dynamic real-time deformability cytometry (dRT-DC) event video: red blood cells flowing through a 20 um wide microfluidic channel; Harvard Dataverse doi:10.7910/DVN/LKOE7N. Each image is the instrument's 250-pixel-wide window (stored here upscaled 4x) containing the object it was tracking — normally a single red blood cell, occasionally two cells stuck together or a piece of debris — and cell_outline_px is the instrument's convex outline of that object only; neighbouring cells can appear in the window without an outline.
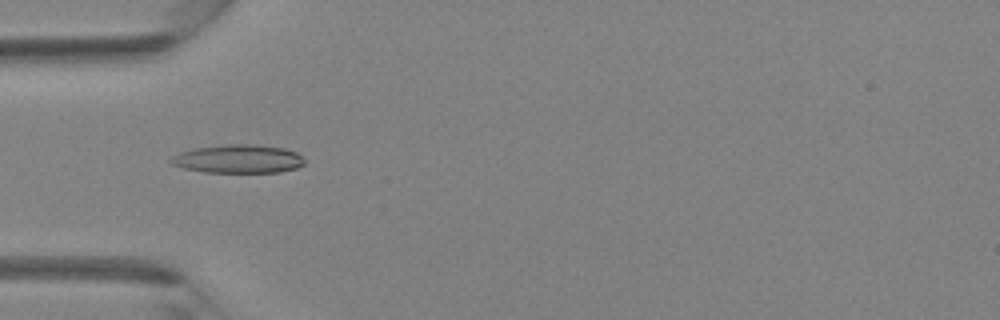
{"species": "Egyptian fruit bat (a non-hibernating species)", "species_latin": "Rousettus aegyptiacus", "temperature_condition": "room temperature", "stored_images_in_passage": 29, "camera_frame_rate_fps": 3000, "um_per_image_px": 0.085, "animal": {"sex": "female"}, "frame": {"image": 1, "passage_image": 1, "time_ms": 0.0, "image_size_px": [1000, 320], "cell_outline_px": [[304, 164], [296, 168], [280, 172], [204, 172], [184, 168], [172, 164], [168, 160], [172, 156], [180, 152], [196, 148], [224, 144], [252, 144], [284, 148], [296, 152], [304, 160]], "centroid_in_image_um": [20.23, 13.5], "position_along_channel_um": 64.8, "area_um2": 22.08}}
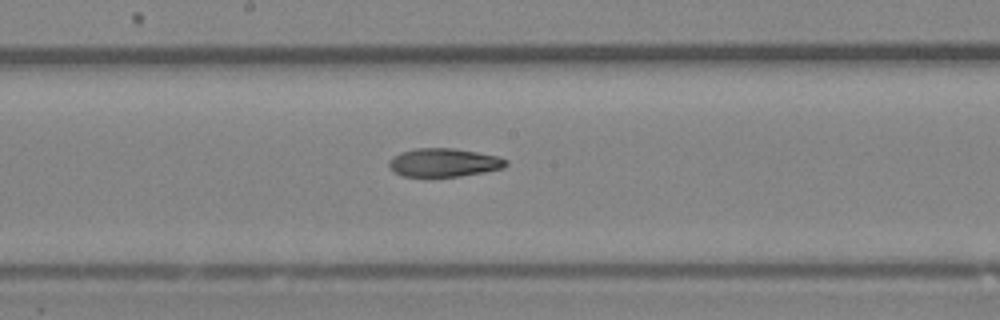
{"frame": {"image": 2, "passage_image": 10, "time_ms": 3.0, "image_size_px": [1000, 320], "cell_outline_px": [[508, 164], [504, 168], [484, 172], [460, 176], [404, 176], [396, 172], [388, 164], [388, 160], [392, 156], [400, 152], [416, 148], [452, 148], [476, 152], [496, 156], [508, 160]], "centroid_in_image_um": [37.73, 13.81], "position_along_channel_um": 210.5, "area_um2": 19.25}}
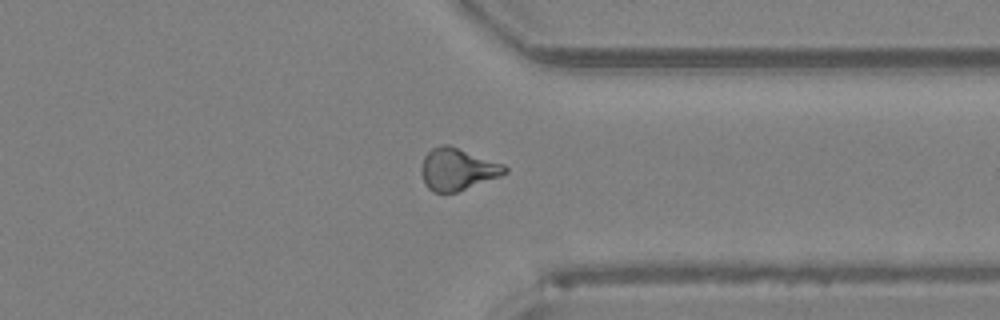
{"frame": {"image": 3, "passage_image": 20, "time_ms": 6.333, "image_size_px": [1000, 320], "cell_outline_px": [[508, 172], [500, 176], [456, 192], [432, 192], [424, 184], [420, 172], [420, 168], [424, 156], [432, 148], [444, 144], [448, 144], [504, 164], [508, 168]], "centroid_in_image_um": [38.86, 14.38], "position_along_channel_um": 372.5, "area_um2": 20.46}}